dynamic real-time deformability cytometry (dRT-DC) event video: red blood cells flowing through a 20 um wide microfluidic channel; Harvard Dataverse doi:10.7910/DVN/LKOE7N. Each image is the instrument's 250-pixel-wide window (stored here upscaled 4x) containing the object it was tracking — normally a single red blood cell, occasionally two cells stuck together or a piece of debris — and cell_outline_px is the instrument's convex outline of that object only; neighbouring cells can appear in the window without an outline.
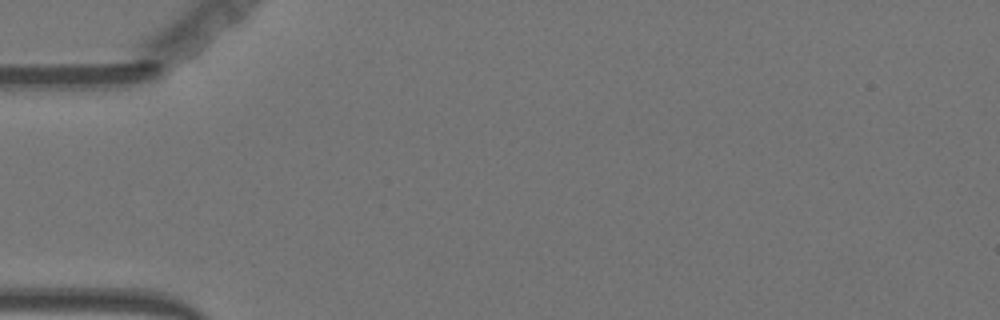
{"species": "Egyptian fruit bat (a non-hibernating species)", "species_latin": "Rousettus aegyptiacus", "temperature_condition": "warm", "stored_images_in_passage": 3, "camera_frame_rate_fps": 3000, "um_per_image_px": 0.085, "animal": {"sex": "female"}, "frame": {"image": 1, "passage_image": 1, "time_ms": 0.0, "image_size_px": [1000, 320], "cell_outline_px": [[252, 44], [248, 48], [208, 84], [196, 88], [188, 88], [184, 84], [232, 16], [236, 16], [252, 24]], "centroid_in_image_um": [18.9, 4.44], "position_along_channel_um": 66.1, "area_um2": 15.32}}